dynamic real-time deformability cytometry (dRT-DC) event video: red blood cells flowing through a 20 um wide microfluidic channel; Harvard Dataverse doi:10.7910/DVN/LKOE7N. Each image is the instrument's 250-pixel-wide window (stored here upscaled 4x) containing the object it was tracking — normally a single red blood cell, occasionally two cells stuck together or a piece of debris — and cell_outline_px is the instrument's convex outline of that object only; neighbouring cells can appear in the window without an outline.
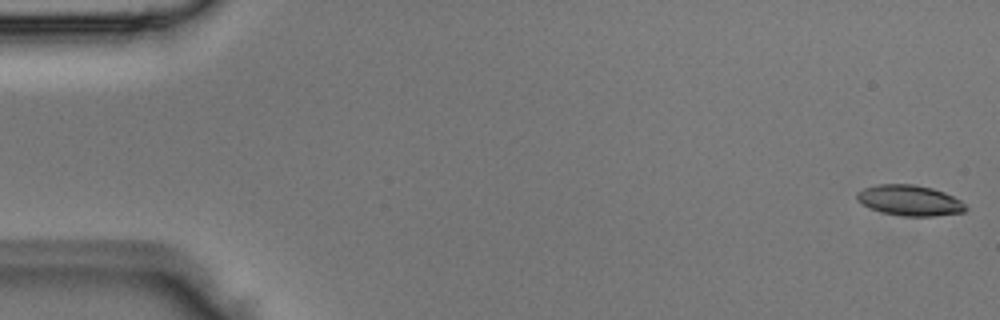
{"species": "Egyptian fruit bat (a non-hibernating species)", "species_latin": "Rousettus aegyptiacus", "temperature_condition": "room temperature", "stored_images_in_passage": 4, "camera_frame_rate_fps": 3000, "um_per_image_px": 0.085, "animal": {"sex": "male"}, "frame": {"image": 1, "passage_image": 1, "time_ms": 0.0, "image_size_px": [1000, 320], "cell_outline_px": [[968, 208], [964, 212], [932, 216], [900, 216], [884, 212], [872, 208], [856, 200], [856, 192], [864, 188], [876, 184], [916, 184], [932, 188], [944, 192], [960, 200]], "centroid_in_image_um": [77.32, 17.02], "position_along_channel_um": 7.7, "area_um2": 19.31}}
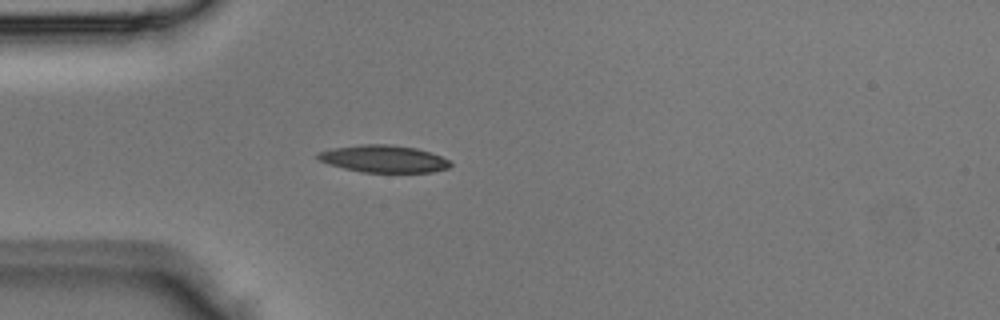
{"frame": {"image": 2, "passage_image": 4, "time_ms": 1.0, "image_size_px": [1000, 320], "cell_outline_px": [[452, 164], [448, 168], [432, 172], [360, 172], [328, 164], [320, 160], [316, 156], [316, 152], [332, 148], [360, 144], [392, 144], [416, 148], [440, 156], [448, 160]], "centroid_in_image_um": [32.57, 13.49], "position_along_channel_um": 52.4, "area_um2": 21.04}}